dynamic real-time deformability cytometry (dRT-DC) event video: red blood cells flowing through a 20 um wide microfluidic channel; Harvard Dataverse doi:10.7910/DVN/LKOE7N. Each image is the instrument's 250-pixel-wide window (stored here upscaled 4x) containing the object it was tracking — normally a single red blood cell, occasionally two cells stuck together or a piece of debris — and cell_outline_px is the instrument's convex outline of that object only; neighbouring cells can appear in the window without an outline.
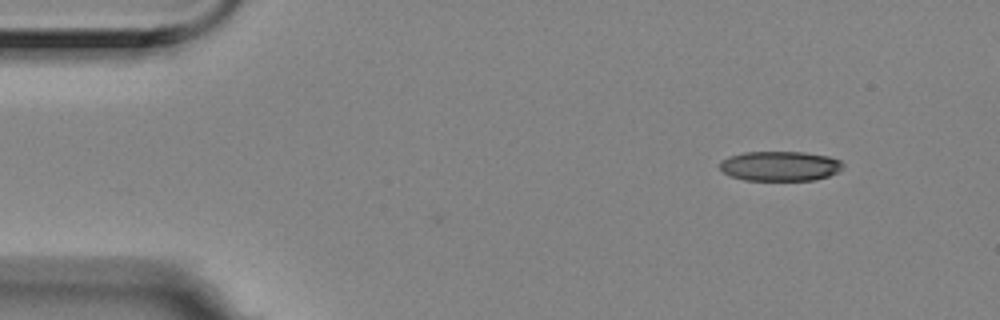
{"species": "Egyptian fruit bat (a non-hibernating species)", "species_latin": "Rousettus aegyptiacus", "temperature_condition": "room temperature", "stored_images_in_passage": 3, "camera_frame_rate_fps": 3000, "um_per_image_px": 0.085, "animal": {"sex": "female"}, "frame": {"image": 1, "passage_image": 3, "time_ms": 0.667, "image_size_px": [1000, 320], "cell_outline_px": [[844, 164], [840, 172], [816, 180], [744, 180], [732, 176], [724, 172], [720, 168], [720, 160], [728, 156], [744, 152], [804, 152], [828, 156], [840, 160]], "centroid_in_image_um": [66.32, 14.11], "position_along_channel_um": 18.7, "area_um2": 21.5}}